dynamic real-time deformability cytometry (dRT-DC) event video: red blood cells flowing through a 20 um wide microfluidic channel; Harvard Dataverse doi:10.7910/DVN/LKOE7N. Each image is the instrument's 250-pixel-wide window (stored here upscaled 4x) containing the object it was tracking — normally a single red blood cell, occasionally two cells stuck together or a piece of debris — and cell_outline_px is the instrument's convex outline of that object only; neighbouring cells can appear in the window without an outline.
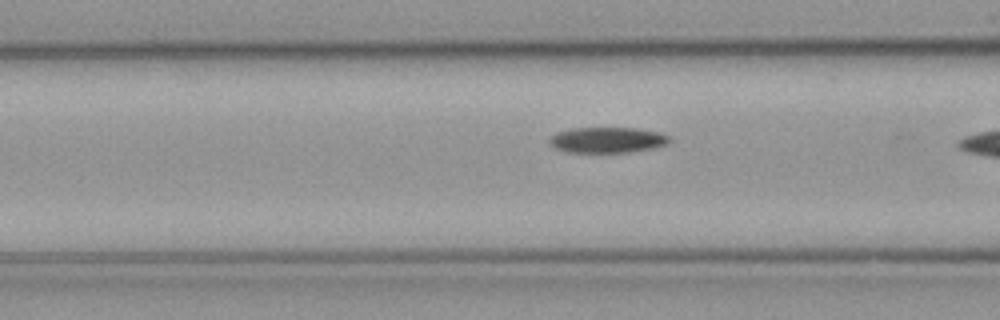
{"species": "common noctule bat (a hibernating species)", "species_latin": "Nyctalus noctula", "temperature_condition": "cold", "stored_images_in_passage": 9, "camera_frame_rate_fps": 3000, "um_per_image_px": 0.085, "animal": {"sex": "male", "body_mass_g": 23.1, "forearm_length_mm": 52.7}, "frame": {"image": 1, "passage_image": 8, "time_ms": 2.333, "image_size_px": [1000, 320], "cell_outline_px": [[668, 144], [652, 148], [628, 152], [568, 152], [556, 148], [548, 140], [556, 132], [572, 128], [636, 128], [660, 132], [668, 136]], "centroid_in_image_um": [51.62, 11.89], "position_along_channel_um": 115.0, "area_um2": 17.74}}